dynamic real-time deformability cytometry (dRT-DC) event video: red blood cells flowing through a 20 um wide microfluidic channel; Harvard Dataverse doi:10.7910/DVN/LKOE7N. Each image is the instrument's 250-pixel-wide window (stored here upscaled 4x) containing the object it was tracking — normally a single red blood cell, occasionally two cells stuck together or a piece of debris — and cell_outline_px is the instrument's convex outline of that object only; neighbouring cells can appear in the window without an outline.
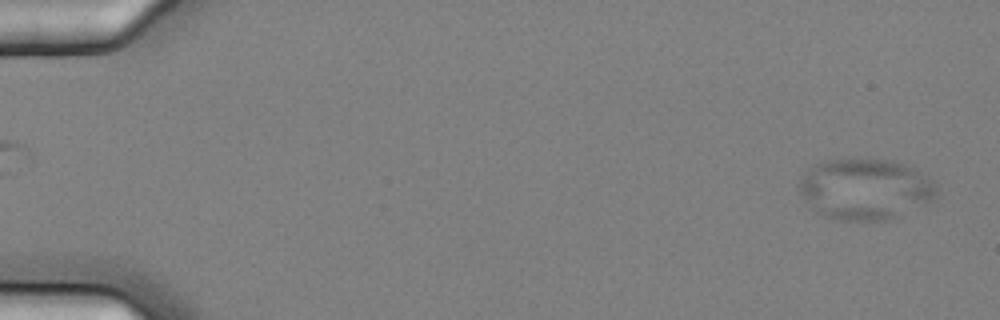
{"species": "common noctule bat (a hibernating species)", "species_latin": "Nyctalus noctula", "temperature_condition": "cold", "stored_images_in_passage": 59, "camera_frame_rate_fps": 3000, "um_per_image_px": 0.085, "animal": {"sex": "female", "body_mass_g": 25.1}, "frame": {"image": 1, "passage_image": 4, "time_ms": 1.0, "image_size_px": [1000, 320], "cell_outline_px": [[936, 200], [896, 216], [884, 220], [840, 220], [824, 216], [816, 212], [804, 200], [800, 192], [800, 180], [804, 172], [816, 164], [824, 160], [856, 156], [892, 160], [916, 168], [936, 184]], "centroid_in_image_um": [73.54, 16.03], "position_along_channel_um": 11.5, "area_um2": 49.53}}
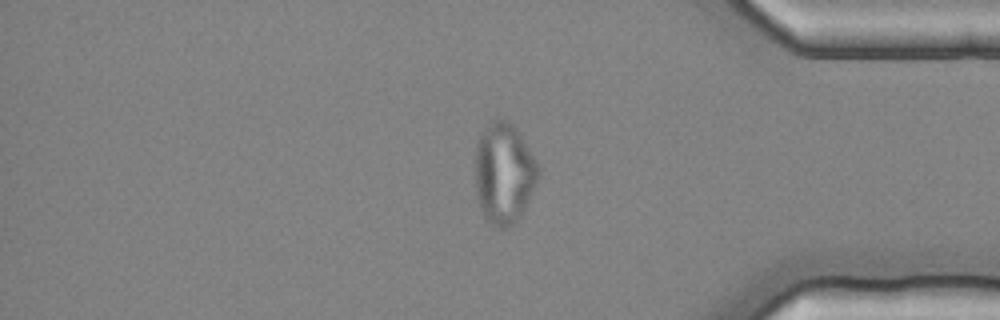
{"frame": {"image": 2, "passage_image": 50, "time_ms": 16.333, "image_size_px": [1000, 320], "cell_outline_px": [[540, 176], [520, 216], [508, 228], [496, 228], [484, 216], [480, 208], [476, 196], [476, 144], [480, 132], [492, 120], [500, 116], [508, 120], [520, 132], [536, 160], [540, 168]], "centroid_in_image_um": [42.84, 14.68], "position_along_channel_um": 392.4, "area_um2": 37.45}}
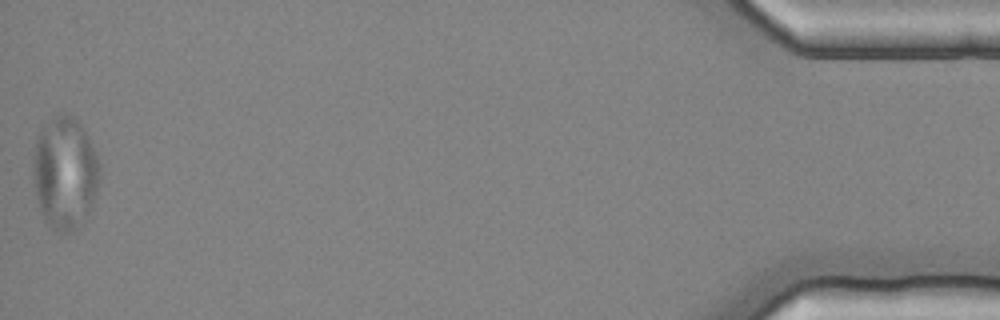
{"frame": {"image": 3, "passage_image": 59, "time_ms": 19.333, "image_size_px": [1000, 320], "cell_outline_px": [[100, 176], [96, 192], [92, 204], [88, 212], [72, 232], [60, 236], [44, 220], [36, 196], [32, 176], [32, 164], [36, 136], [52, 116], [60, 112], [68, 112], [84, 128], [100, 164]], "centroid_in_image_um": [5.49, 14.68], "position_along_channel_um": 429.7, "area_um2": 44.04}}